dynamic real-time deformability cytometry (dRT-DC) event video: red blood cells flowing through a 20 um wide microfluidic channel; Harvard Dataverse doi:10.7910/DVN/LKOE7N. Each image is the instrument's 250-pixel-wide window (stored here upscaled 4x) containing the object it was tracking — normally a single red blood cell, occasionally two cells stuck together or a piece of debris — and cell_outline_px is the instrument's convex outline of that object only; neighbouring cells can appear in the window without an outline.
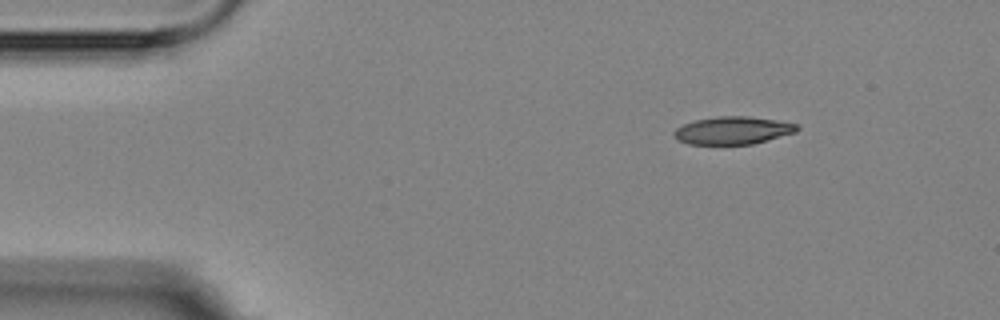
{"species": "Egyptian fruit bat (a non-hibernating species)", "species_latin": "Rousettus aegyptiacus", "temperature_condition": "room temperature", "stored_images_in_passage": 3, "camera_frame_rate_fps": 3000, "um_per_image_px": 0.085, "animal": {"sex": "female"}, "frame": {"image": 1, "passage_image": 1, "time_ms": 0.0, "image_size_px": [1000, 320], "cell_outline_px": [[800, 128], [796, 132], [752, 144], [688, 144], [680, 140], [672, 132], [676, 128], [684, 124], [696, 120], [716, 116], [748, 116], [776, 120], [796, 124]], "centroid_in_image_um": [62.3, 11.08], "position_along_channel_um": 22.7, "area_um2": 19.65}}